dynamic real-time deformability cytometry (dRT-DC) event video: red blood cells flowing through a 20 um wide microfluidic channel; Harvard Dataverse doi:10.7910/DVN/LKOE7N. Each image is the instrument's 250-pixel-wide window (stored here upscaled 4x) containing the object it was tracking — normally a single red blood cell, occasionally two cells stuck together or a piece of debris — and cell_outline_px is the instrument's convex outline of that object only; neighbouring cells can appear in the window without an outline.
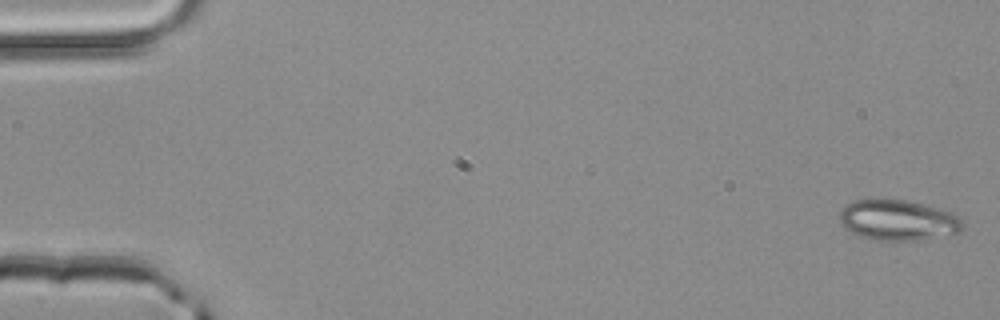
{"species": "common noctule bat (a hibernating species)", "species_latin": "Nyctalus noctula", "temperature_condition": "room temperature", "stored_images_in_passage": 2, "camera_frame_rate_fps": 3000, "um_per_image_px": 0.085, "animal": {"sex": "male", "body_mass_g": 20.4}, "frame": {"image": 1, "passage_image": 2, "time_ms": 0.333, "image_size_px": [1000, 320], "cell_outline_px": [[964, 228], [960, 232], [920, 240], [872, 240], [860, 236], [844, 228], [840, 224], [840, 208], [856, 200], [904, 200], [940, 208], [956, 216], [964, 224]], "centroid_in_image_um": [76.3, 18.73], "position_along_channel_um": 8.7, "area_um2": 28.84}}